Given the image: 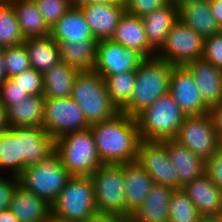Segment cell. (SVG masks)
I'll return each mask as SVG.
<instances>
[{
    "label": "cell",
    "instance_id": "6da1fadb",
    "mask_svg": "<svg viewBox=\"0 0 222 222\" xmlns=\"http://www.w3.org/2000/svg\"><path fill=\"white\" fill-rule=\"evenodd\" d=\"M90 129L103 164L121 165L137 160L141 137L135 117L119 112Z\"/></svg>",
    "mask_w": 222,
    "mask_h": 222
},
{
    "label": "cell",
    "instance_id": "7a4b0ae2",
    "mask_svg": "<svg viewBox=\"0 0 222 222\" xmlns=\"http://www.w3.org/2000/svg\"><path fill=\"white\" fill-rule=\"evenodd\" d=\"M174 66L158 57L145 58L136 69L130 102L120 112L136 117L155 100L168 94Z\"/></svg>",
    "mask_w": 222,
    "mask_h": 222
},
{
    "label": "cell",
    "instance_id": "3957f363",
    "mask_svg": "<svg viewBox=\"0 0 222 222\" xmlns=\"http://www.w3.org/2000/svg\"><path fill=\"white\" fill-rule=\"evenodd\" d=\"M71 97L80 106L89 126L112 119L120 112L108 95L104 78L94 70L77 74Z\"/></svg>",
    "mask_w": 222,
    "mask_h": 222
},
{
    "label": "cell",
    "instance_id": "277c9868",
    "mask_svg": "<svg viewBox=\"0 0 222 222\" xmlns=\"http://www.w3.org/2000/svg\"><path fill=\"white\" fill-rule=\"evenodd\" d=\"M186 116L168 93L155 100L135 118L141 140L163 141L175 139Z\"/></svg>",
    "mask_w": 222,
    "mask_h": 222
},
{
    "label": "cell",
    "instance_id": "5b68a950",
    "mask_svg": "<svg viewBox=\"0 0 222 222\" xmlns=\"http://www.w3.org/2000/svg\"><path fill=\"white\" fill-rule=\"evenodd\" d=\"M18 177L20 185L52 205L71 175L54 150L38 164L27 166Z\"/></svg>",
    "mask_w": 222,
    "mask_h": 222
},
{
    "label": "cell",
    "instance_id": "8992f818",
    "mask_svg": "<svg viewBox=\"0 0 222 222\" xmlns=\"http://www.w3.org/2000/svg\"><path fill=\"white\" fill-rule=\"evenodd\" d=\"M55 150L71 176H91L103 165L90 128L61 136L55 141Z\"/></svg>",
    "mask_w": 222,
    "mask_h": 222
},
{
    "label": "cell",
    "instance_id": "52a82bcc",
    "mask_svg": "<svg viewBox=\"0 0 222 222\" xmlns=\"http://www.w3.org/2000/svg\"><path fill=\"white\" fill-rule=\"evenodd\" d=\"M91 176H71L51 205V213L71 222H81L97 213Z\"/></svg>",
    "mask_w": 222,
    "mask_h": 222
},
{
    "label": "cell",
    "instance_id": "ba28073f",
    "mask_svg": "<svg viewBox=\"0 0 222 222\" xmlns=\"http://www.w3.org/2000/svg\"><path fill=\"white\" fill-rule=\"evenodd\" d=\"M97 211L127 219L124 167L103 164L91 175Z\"/></svg>",
    "mask_w": 222,
    "mask_h": 222
},
{
    "label": "cell",
    "instance_id": "9c48e42d",
    "mask_svg": "<svg viewBox=\"0 0 222 222\" xmlns=\"http://www.w3.org/2000/svg\"><path fill=\"white\" fill-rule=\"evenodd\" d=\"M204 39L178 19L166 36L165 43L156 53V57L175 66H184L202 57Z\"/></svg>",
    "mask_w": 222,
    "mask_h": 222
},
{
    "label": "cell",
    "instance_id": "30bf717a",
    "mask_svg": "<svg viewBox=\"0 0 222 222\" xmlns=\"http://www.w3.org/2000/svg\"><path fill=\"white\" fill-rule=\"evenodd\" d=\"M43 128L56 141L61 136L89 129L78 103L72 98H45Z\"/></svg>",
    "mask_w": 222,
    "mask_h": 222
},
{
    "label": "cell",
    "instance_id": "8fae6325",
    "mask_svg": "<svg viewBox=\"0 0 222 222\" xmlns=\"http://www.w3.org/2000/svg\"><path fill=\"white\" fill-rule=\"evenodd\" d=\"M175 139L204 161L219 150V136L209 112L186 116Z\"/></svg>",
    "mask_w": 222,
    "mask_h": 222
},
{
    "label": "cell",
    "instance_id": "7c38bea8",
    "mask_svg": "<svg viewBox=\"0 0 222 222\" xmlns=\"http://www.w3.org/2000/svg\"><path fill=\"white\" fill-rule=\"evenodd\" d=\"M136 162L152 177L154 184L178 189L176 168L163 141L141 140Z\"/></svg>",
    "mask_w": 222,
    "mask_h": 222
},
{
    "label": "cell",
    "instance_id": "4fadbf2b",
    "mask_svg": "<svg viewBox=\"0 0 222 222\" xmlns=\"http://www.w3.org/2000/svg\"><path fill=\"white\" fill-rule=\"evenodd\" d=\"M145 58L136 50L109 40L98 41L94 71L102 77L135 71Z\"/></svg>",
    "mask_w": 222,
    "mask_h": 222
},
{
    "label": "cell",
    "instance_id": "5bb4252c",
    "mask_svg": "<svg viewBox=\"0 0 222 222\" xmlns=\"http://www.w3.org/2000/svg\"><path fill=\"white\" fill-rule=\"evenodd\" d=\"M169 93L187 116L203 115L210 111L202 100L193 75L185 66L173 67Z\"/></svg>",
    "mask_w": 222,
    "mask_h": 222
},
{
    "label": "cell",
    "instance_id": "9a60e30c",
    "mask_svg": "<svg viewBox=\"0 0 222 222\" xmlns=\"http://www.w3.org/2000/svg\"><path fill=\"white\" fill-rule=\"evenodd\" d=\"M80 7L97 41L112 38L115 28L126 12L125 4H87Z\"/></svg>",
    "mask_w": 222,
    "mask_h": 222
},
{
    "label": "cell",
    "instance_id": "2e32d148",
    "mask_svg": "<svg viewBox=\"0 0 222 222\" xmlns=\"http://www.w3.org/2000/svg\"><path fill=\"white\" fill-rule=\"evenodd\" d=\"M183 190L203 217L222 216V190L206 174L186 184Z\"/></svg>",
    "mask_w": 222,
    "mask_h": 222
},
{
    "label": "cell",
    "instance_id": "e0dca14e",
    "mask_svg": "<svg viewBox=\"0 0 222 222\" xmlns=\"http://www.w3.org/2000/svg\"><path fill=\"white\" fill-rule=\"evenodd\" d=\"M21 139L24 169L36 165L55 150V140L44 128L10 127Z\"/></svg>",
    "mask_w": 222,
    "mask_h": 222
},
{
    "label": "cell",
    "instance_id": "ac0fdd59",
    "mask_svg": "<svg viewBox=\"0 0 222 222\" xmlns=\"http://www.w3.org/2000/svg\"><path fill=\"white\" fill-rule=\"evenodd\" d=\"M193 75L203 102L211 108L222 101V70L203 58L184 65Z\"/></svg>",
    "mask_w": 222,
    "mask_h": 222
},
{
    "label": "cell",
    "instance_id": "d6986e66",
    "mask_svg": "<svg viewBox=\"0 0 222 222\" xmlns=\"http://www.w3.org/2000/svg\"><path fill=\"white\" fill-rule=\"evenodd\" d=\"M165 147L178 175V189L205 174V161L176 139L165 140Z\"/></svg>",
    "mask_w": 222,
    "mask_h": 222
},
{
    "label": "cell",
    "instance_id": "ffe728a7",
    "mask_svg": "<svg viewBox=\"0 0 222 222\" xmlns=\"http://www.w3.org/2000/svg\"><path fill=\"white\" fill-rule=\"evenodd\" d=\"M124 167V196L127 219L143 204L154 182L152 177L135 161L121 164Z\"/></svg>",
    "mask_w": 222,
    "mask_h": 222
},
{
    "label": "cell",
    "instance_id": "44dd1931",
    "mask_svg": "<svg viewBox=\"0 0 222 222\" xmlns=\"http://www.w3.org/2000/svg\"><path fill=\"white\" fill-rule=\"evenodd\" d=\"M111 40L126 48L136 50L144 58L156 57V52L149 46L141 17L128 12L121 17Z\"/></svg>",
    "mask_w": 222,
    "mask_h": 222
},
{
    "label": "cell",
    "instance_id": "7402d4cb",
    "mask_svg": "<svg viewBox=\"0 0 222 222\" xmlns=\"http://www.w3.org/2000/svg\"><path fill=\"white\" fill-rule=\"evenodd\" d=\"M149 46L157 53L179 19L178 7L171 2L141 17Z\"/></svg>",
    "mask_w": 222,
    "mask_h": 222
},
{
    "label": "cell",
    "instance_id": "603a6c76",
    "mask_svg": "<svg viewBox=\"0 0 222 222\" xmlns=\"http://www.w3.org/2000/svg\"><path fill=\"white\" fill-rule=\"evenodd\" d=\"M9 209L18 222H45L51 214L50 204L20 184L14 191Z\"/></svg>",
    "mask_w": 222,
    "mask_h": 222
},
{
    "label": "cell",
    "instance_id": "cb8c5ba5",
    "mask_svg": "<svg viewBox=\"0 0 222 222\" xmlns=\"http://www.w3.org/2000/svg\"><path fill=\"white\" fill-rule=\"evenodd\" d=\"M179 19L204 38L222 29L212 14L209 0H193L178 7Z\"/></svg>",
    "mask_w": 222,
    "mask_h": 222
},
{
    "label": "cell",
    "instance_id": "d4e9b609",
    "mask_svg": "<svg viewBox=\"0 0 222 222\" xmlns=\"http://www.w3.org/2000/svg\"><path fill=\"white\" fill-rule=\"evenodd\" d=\"M174 189L154 184L143 204L132 214V222H168L169 201Z\"/></svg>",
    "mask_w": 222,
    "mask_h": 222
},
{
    "label": "cell",
    "instance_id": "484cf974",
    "mask_svg": "<svg viewBox=\"0 0 222 222\" xmlns=\"http://www.w3.org/2000/svg\"><path fill=\"white\" fill-rule=\"evenodd\" d=\"M50 36L56 42L94 39L82 9L74 5L51 27Z\"/></svg>",
    "mask_w": 222,
    "mask_h": 222
},
{
    "label": "cell",
    "instance_id": "4316f807",
    "mask_svg": "<svg viewBox=\"0 0 222 222\" xmlns=\"http://www.w3.org/2000/svg\"><path fill=\"white\" fill-rule=\"evenodd\" d=\"M44 96L29 95L20 103L6 108L10 127L43 128Z\"/></svg>",
    "mask_w": 222,
    "mask_h": 222
},
{
    "label": "cell",
    "instance_id": "83f0119b",
    "mask_svg": "<svg viewBox=\"0 0 222 222\" xmlns=\"http://www.w3.org/2000/svg\"><path fill=\"white\" fill-rule=\"evenodd\" d=\"M57 43L60 46L62 62L77 68L79 71L94 70L97 58V40H68Z\"/></svg>",
    "mask_w": 222,
    "mask_h": 222
},
{
    "label": "cell",
    "instance_id": "f1b7e54d",
    "mask_svg": "<svg viewBox=\"0 0 222 222\" xmlns=\"http://www.w3.org/2000/svg\"><path fill=\"white\" fill-rule=\"evenodd\" d=\"M80 71L65 62L53 66L43 73L44 98L71 97L74 81Z\"/></svg>",
    "mask_w": 222,
    "mask_h": 222
},
{
    "label": "cell",
    "instance_id": "f546056e",
    "mask_svg": "<svg viewBox=\"0 0 222 222\" xmlns=\"http://www.w3.org/2000/svg\"><path fill=\"white\" fill-rule=\"evenodd\" d=\"M26 39L42 38L50 35V27L37 8L34 0H10Z\"/></svg>",
    "mask_w": 222,
    "mask_h": 222
},
{
    "label": "cell",
    "instance_id": "4dcf8cb0",
    "mask_svg": "<svg viewBox=\"0 0 222 222\" xmlns=\"http://www.w3.org/2000/svg\"><path fill=\"white\" fill-rule=\"evenodd\" d=\"M31 68L44 73L61 62L60 46L49 35L42 38L26 39Z\"/></svg>",
    "mask_w": 222,
    "mask_h": 222
},
{
    "label": "cell",
    "instance_id": "1f68e13d",
    "mask_svg": "<svg viewBox=\"0 0 222 222\" xmlns=\"http://www.w3.org/2000/svg\"><path fill=\"white\" fill-rule=\"evenodd\" d=\"M0 172L5 175L19 176L24 171L21 139L10 129L2 130ZM3 171V172H2ZM5 171V173H4Z\"/></svg>",
    "mask_w": 222,
    "mask_h": 222
},
{
    "label": "cell",
    "instance_id": "d6a6232c",
    "mask_svg": "<svg viewBox=\"0 0 222 222\" xmlns=\"http://www.w3.org/2000/svg\"><path fill=\"white\" fill-rule=\"evenodd\" d=\"M106 90L114 105L121 111L131 99L136 84V70L103 77Z\"/></svg>",
    "mask_w": 222,
    "mask_h": 222
},
{
    "label": "cell",
    "instance_id": "836d02e7",
    "mask_svg": "<svg viewBox=\"0 0 222 222\" xmlns=\"http://www.w3.org/2000/svg\"><path fill=\"white\" fill-rule=\"evenodd\" d=\"M24 41L12 3L7 0L0 5V47L20 45Z\"/></svg>",
    "mask_w": 222,
    "mask_h": 222
},
{
    "label": "cell",
    "instance_id": "e575fe53",
    "mask_svg": "<svg viewBox=\"0 0 222 222\" xmlns=\"http://www.w3.org/2000/svg\"><path fill=\"white\" fill-rule=\"evenodd\" d=\"M202 218L183 188L174 189L169 201L168 222H199Z\"/></svg>",
    "mask_w": 222,
    "mask_h": 222
},
{
    "label": "cell",
    "instance_id": "d590c367",
    "mask_svg": "<svg viewBox=\"0 0 222 222\" xmlns=\"http://www.w3.org/2000/svg\"><path fill=\"white\" fill-rule=\"evenodd\" d=\"M4 59L7 78H12L31 68L26 45L4 47Z\"/></svg>",
    "mask_w": 222,
    "mask_h": 222
},
{
    "label": "cell",
    "instance_id": "8d00e7d4",
    "mask_svg": "<svg viewBox=\"0 0 222 222\" xmlns=\"http://www.w3.org/2000/svg\"><path fill=\"white\" fill-rule=\"evenodd\" d=\"M34 2L50 28L73 6V0H34Z\"/></svg>",
    "mask_w": 222,
    "mask_h": 222
},
{
    "label": "cell",
    "instance_id": "74e56055",
    "mask_svg": "<svg viewBox=\"0 0 222 222\" xmlns=\"http://www.w3.org/2000/svg\"><path fill=\"white\" fill-rule=\"evenodd\" d=\"M11 79L29 95L43 96V73L36 71L34 68L25 70Z\"/></svg>",
    "mask_w": 222,
    "mask_h": 222
},
{
    "label": "cell",
    "instance_id": "f35d334b",
    "mask_svg": "<svg viewBox=\"0 0 222 222\" xmlns=\"http://www.w3.org/2000/svg\"><path fill=\"white\" fill-rule=\"evenodd\" d=\"M201 58L222 70V30L204 39Z\"/></svg>",
    "mask_w": 222,
    "mask_h": 222
},
{
    "label": "cell",
    "instance_id": "ab89813d",
    "mask_svg": "<svg viewBox=\"0 0 222 222\" xmlns=\"http://www.w3.org/2000/svg\"><path fill=\"white\" fill-rule=\"evenodd\" d=\"M29 94L16 84L11 78H7L0 86V101L7 108L15 103H20Z\"/></svg>",
    "mask_w": 222,
    "mask_h": 222
},
{
    "label": "cell",
    "instance_id": "60d3db41",
    "mask_svg": "<svg viewBox=\"0 0 222 222\" xmlns=\"http://www.w3.org/2000/svg\"><path fill=\"white\" fill-rule=\"evenodd\" d=\"M126 12L142 17L166 5L168 0H124Z\"/></svg>",
    "mask_w": 222,
    "mask_h": 222
},
{
    "label": "cell",
    "instance_id": "b9f144b4",
    "mask_svg": "<svg viewBox=\"0 0 222 222\" xmlns=\"http://www.w3.org/2000/svg\"><path fill=\"white\" fill-rule=\"evenodd\" d=\"M19 184L18 176L9 174L4 176L3 174H0V212L9 209V204L13 198L14 191Z\"/></svg>",
    "mask_w": 222,
    "mask_h": 222
},
{
    "label": "cell",
    "instance_id": "7bdbcfd3",
    "mask_svg": "<svg viewBox=\"0 0 222 222\" xmlns=\"http://www.w3.org/2000/svg\"><path fill=\"white\" fill-rule=\"evenodd\" d=\"M205 174L222 190V151L205 161Z\"/></svg>",
    "mask_w": 222,
    "mask_h": 222
},
{
    "label": "cell",
    "instance_id": "ee69618b",
    "mask_svg": "<svg viewBox=\"0 0 222 222\" xmlns=\"http://www.w3.org/2000/svg\"><path fill=\"white\" fill-rule=\"evenodd\" d=\"M213 124L218 136L222 135V101L210 108Z\"/></svg>",
    "mask_w": 222,
    "mask_h": 222
},
{
    "label": "cell",
    "instance_id": "f6af8a7d",
    "mask_svg": "<svg viewBox=\"0 0 222 222\" xmlns=\"http://www.w3.org/2000/svg\"><path fill=\"white\" fill-rule=\"evenodd\" d=\"M121 220V218L113 214L97 212L81 222H120Z\"/></svg>",
    "mask_w": 222,
    "mask_h": 222
},
{
    "label": "cell",
    "instance_id": "bcb514c9",
    "mask_svg": "<svg viewBox=\"0 0 222 222\" xmlns=\"http://www.w3.org/2000/svg\"><path fill=\"white\" fill-rule=\"evenodd\" d=\"M212 14L222 29V0H209Z\"/></svg>",
    "mask_w": 222,
    "mask_h": 222
},
{
    "label": "cell",
    "instance_id": "7dc6e473",
    "mask_svg": "<svg viewBox=\"0 0 222 222\" xmlns=\"http://www.w3.org/2000/svg\"><path fill=\"white\" fill-rule=\"evenodd\" d=\"M125 4L124 0H73L74 6H85L87 4Z\"/></svg>",
    "mask_w": 222,
    "mask_h": 222
},
{
    "label": "cell",
    "instance_id": "c3c4849f",
    "mask_svg": "<svg viewBox=\"0 0 222 222\" xmlns=\"http://www.w3.org/2000/svg\"><path fill=\"white\" fill-rule=\"evenodd\" d=\"M10 128L7 120L6 107L0 101V131Z\"/></svg>",
    "mask_w": 222,
    "mask_h": 222
},
{
    "label": "cell",
    "instance_id": "681fc988",
    "mask_svg": "<svg viewBox=\"0 0 222 222\" xmlns=\"http://www.w3.org/2000/svg\"><path fill=\"white\" fill-rule=\"evenodd\" d=\"M7 79L4 59V48L0 47V86Z\"/></svg>",
    "mask_w": 222,
    "mask_h": 222
},
{
    "label": "cell",
    "instance_id": "f907efd6",
    "mask_svg": "<svg viewBox=\"0 0 222 222\" xmlns=\"http://www.w3.org/2000/svg\"><path fill=\"white\" fill-rule=\"evenodd\" d=\"M0 222H18V220L10 209H6L0 212Z\"/></svg>",
    "mask_w": 222,
    "mask_h": 222
},
{
    "label": "cell",
    "instance_id": "816d5d0a",
    "mask_svg": "<svg viewBox=\"0 0 222 222\" xmlns=\"http://www.w3.org/2000/svg\"><path fill=\"white\" fill-rule=\"evenodd\" d=\"M45 222H71L65 219L58 218L57 216L53 215L52 213L47 217Z\"/></svg>",
    "mask_w": 222,
    "mask_h": 222
},
{
    "label": "cell",
    "instance_id": "f5cc1de1",
    "mask_svg": "<svg viewBox=\"0 0 222 222\" xmlns=\"http://www.w3.org/2000/svg\"><path fill=\"white\" fill-rule=\"evenodd\" d=\"M169 2L173 3L174 5H176L177 7L181 6L182 4H185L189 1H193V0H168Z\"/></svg>",
    "mask_w": 222,
    "mask_h": 222
},
{
    "label": "cell",
    "instance_id": "db71d44e",
    "mask_svg": "<svg viewBox=\"0 0 222 222\" xmlns=\"http://www.w3.org/2000/svg\"><path fill=\"white\" fill-rule=\"evenodd\" d=\"M199 222H221L220 218H205L203 217Z\"/></svg>",
    "mask_w": 222,
    "mask_h": 222
},
{
    "label": "cell",
    "instance_id": "11a10c76",
    "mask_svg": "<svg viewBox=\"0 0 222 222\" xmlns=\"http://www.w3.org/2000/svg\"><path fill=\"white\" fill-rule=\"evenodd\" d=\"M2 131H0V157H1V152H2V150H1V147H2ZM1 174V173H0Z\"/></svg>",
    "mask_w": 222,
    "mask_h": 222
},
{
    "label": "cell",
    "instance_id": "9f6ffc18",
    "mask_svg": "<svg viewBox=\"0 0 222 222\" xmlns=\"http://www.w3.org/2000/svg\"><path fill=\"white\" fill-rule=\"evenodd\" d=\"M219 150L222 151V135L219 136Z\"/></svg>",
    "mask_w": 222,
    "mask_h": 222
},
{
    "label": "cell",
    "instance_id": "6f0895ef",
    "mask_svg": "<svg viewBox=\"0 0 222 222\" xmlns=\"http://www.w3.org/2000/svg\"><path fill=\"white\" fill-rule=\"evenodd\" d=\"M120 222H132L130 219H122Z\"/></svg>",
    "mask_w": 222,
    "mask_h": 222
},
{
    "label": "cell",
    "instance_id": "680465c9",
    "mask_svg": "<svg viewBox=\"0 0 222 222\" xmlns=\"http://www.w3.org/2000/svg\"><path fill=\"white\" fill-rule=\"evenodd\" d=\"M5 1H7V0H0V5H1L2 3H4Z\"/></svg>",
    "mask_w": 222,
    "mask_h": 222
}]
</instances>
